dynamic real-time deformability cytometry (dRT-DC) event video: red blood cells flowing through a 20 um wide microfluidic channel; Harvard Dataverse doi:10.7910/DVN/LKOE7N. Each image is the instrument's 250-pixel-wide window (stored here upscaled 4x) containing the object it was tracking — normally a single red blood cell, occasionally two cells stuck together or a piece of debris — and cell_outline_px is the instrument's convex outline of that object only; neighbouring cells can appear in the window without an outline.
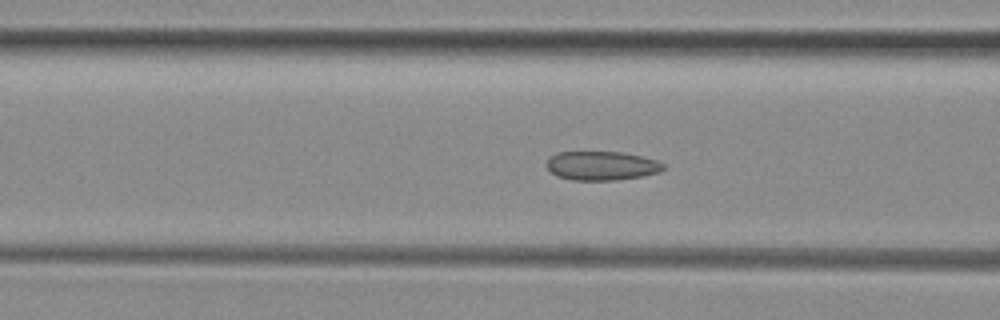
{"species": "common noctule bat (a hibernating species)", "species_latin": "Nyctalus noctula", "temperature_condition": "room temperature", "stored_images_in_passage": 52, "camera_frame_rate_fps": 3000, "um_per_image_px": 0.085, "animal": {"sex": "female", "body_mass_g": 29.2, "forearm_length_mm": 56.3}, "frame": {"image": 1, "passage_image": 19, "time_ms": 6.0, "image_size_px": [1000, 320], "cell_outline_px": [[664, 168], [660, 172], [644, 176], [616, 180], [572, 180], [556, 176], [544, 164], [556, 152], [620, 152], [640, 156], [656, 160], [664, 164]], "centroid_in_image_um": [51.13, 14.09], "position_along_channel_um": 115.5, "area_um2": 19.71}}
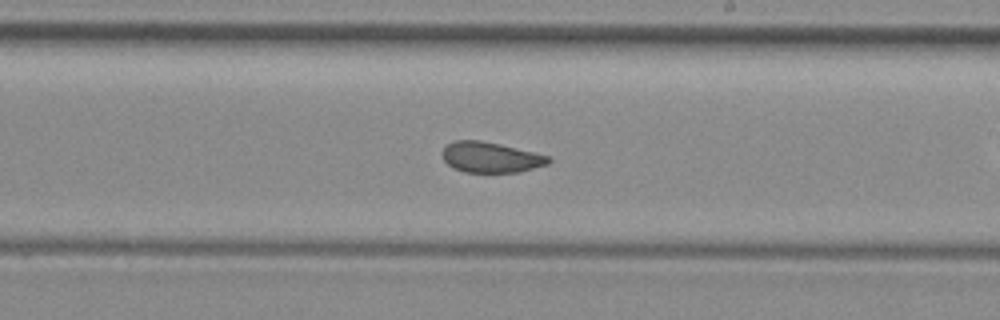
{"frame": {"image": 2, "passage_image": 29, "time_ms": 9.333, "image_size_px": [1000, 320], "cell_outline_px": [[552, 160], [548, 164], [520, 172], [464, 172], [452, 168], [444, 160], [440, 152], [448, 144], [456, 140], [480, 140], [500, 144], [548, 156]], "centroid_in_image_um": [41.68, 13.38], "position_along_channel_um": 247.3, "area_um2": 18.84}}
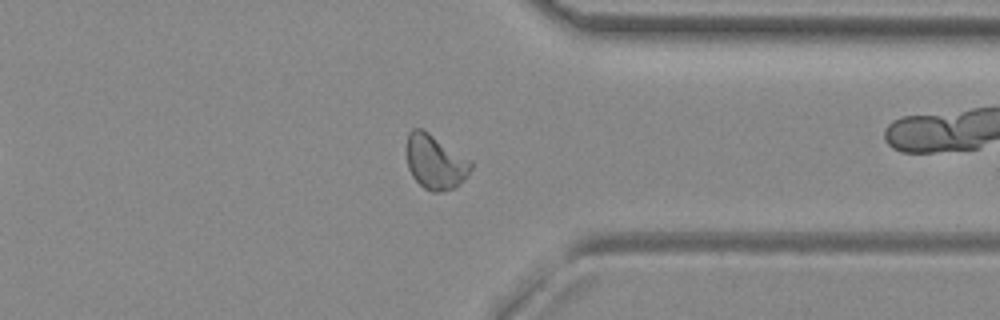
{"frame": {"image": 3, "passage_image": 39, "time_ms": 12.667, "image_size_px": [1000, 320], "cell_outline_px": [[472, 168], [468, 176], [456, 188], [436, 192], [432, 192], [424, 188], [412, 176], [408, 168], [408, 132], [412, 128], [420, 128], [428, 132], [472, 160]], "centroid_in_image_um": [37.04, 13.78], "position_along_channel_um": 374.4, "area_um2": 20.4}, "authors_computed_cell_mechanics": {"area_um2": 20.3456, "velocity_mm_per_s": 3.9636, "shape_relaxation_time_tau1_ms": null, "shape_relaxation_time_tau2_ms": 1.3204, "deformation_change_tau1": null, "deformation_change_tau2": 0.0584}}